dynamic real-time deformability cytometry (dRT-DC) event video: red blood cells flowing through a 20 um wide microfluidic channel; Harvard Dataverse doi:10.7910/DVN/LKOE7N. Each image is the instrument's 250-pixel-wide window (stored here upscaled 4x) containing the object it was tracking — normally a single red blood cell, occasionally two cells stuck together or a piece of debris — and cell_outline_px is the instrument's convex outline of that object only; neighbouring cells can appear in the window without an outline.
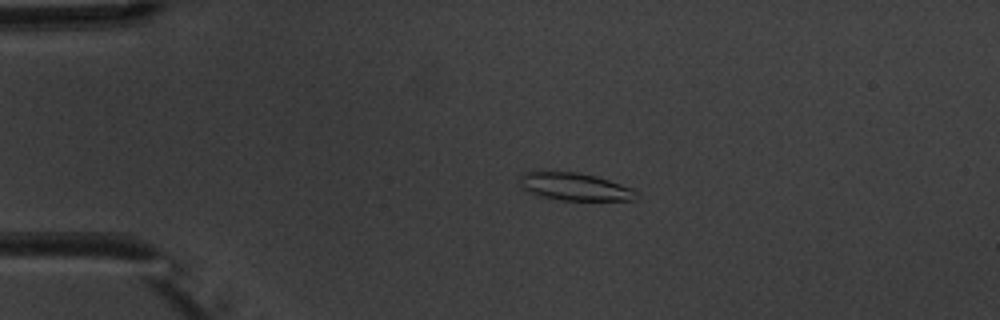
{"species": "common noctule bat (a hibernating species)", "species_latin": "Nyctalus noctula", "temperature_condition": "warm", "stored_images_in_passage": 4, "camera_frame_rate_fps": 3000, "um_per_image_px": 0.085, "animal": {"sex": "male", "body_mass_g": 20.1, "forearm_length_mm": 53.5}, "frame": {"image": 1, "passage_image": 3, "time_ms": 2.333, "image_size_px": [1000, 320], "cell_outline_px": [[640, 192], [636, 200], [560, 200], [540, 196], [528, 192], [520, 188], [520, 176], [524, 172], [580, 172], [596, 176], [632, 188]], "centroid_in_image_um": [48.87, 15.88], "position_along_channel_um": 36.1, "area_um2": 18.84}}